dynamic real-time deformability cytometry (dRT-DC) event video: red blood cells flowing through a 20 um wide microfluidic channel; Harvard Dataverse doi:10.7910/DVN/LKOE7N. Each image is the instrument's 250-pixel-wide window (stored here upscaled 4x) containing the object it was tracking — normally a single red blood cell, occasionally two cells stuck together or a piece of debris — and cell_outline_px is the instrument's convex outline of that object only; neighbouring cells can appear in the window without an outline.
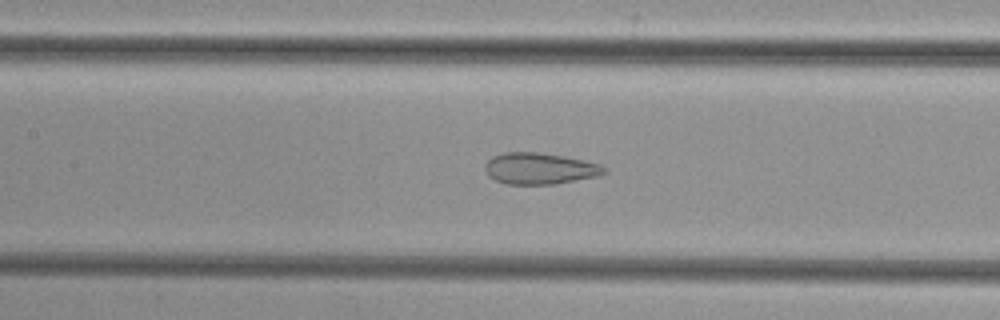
{"species": "common noctule bat (a hibernating species)", "species_latin": "Nyctalus noctula", "temperature_condition": "cold", "stored_images_in_passage": 39, "camera_frame_rate_fps": 3000, "um_per_image_px": 0.085, "animal": {"sex": "female", "body_mass_g": 29.2, "forearm_length_mm": 56.3}, "frame": {"image": 1, "passage_image": 11, "time_ms": 3.333, "image_size_px": [1000, 320], "cell_outline_px": [[608, 172], [600, 176], [556, 184], [504, 184], [488, 176], [484, 168], [484, 164], [492, 156], [504, 152], [536, 152], [564, 156], [584, 160], [600, 164]], "centroid_in_image_um": [45.87, 14.33], "position_along_channel_um": 161.5, "area_um2": 22.02}}
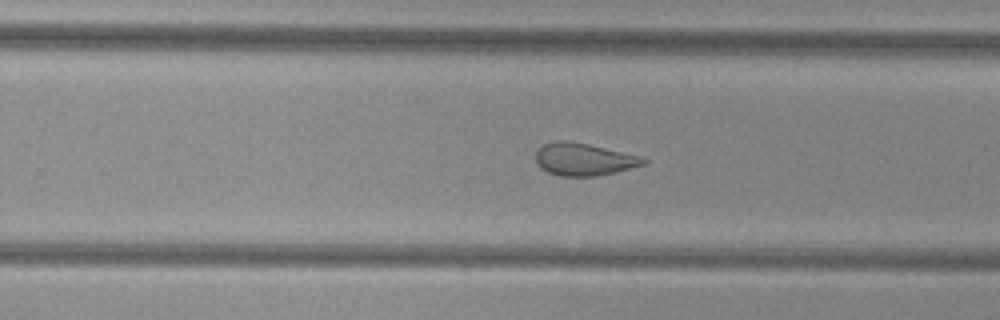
{"frame": {"image": 2, "passage_image": 20, "time_ms": 6.333, "image_size_px": [1000, 320], "cell_outline_px": [[648, 160], [644, 164], [616, 172], [596, 176], [560, 176], [548, 172], [540, 168], [536, 164], [536, 152], [544, 144], [556, 140], [568, 140], [588, 144], [644, 156]], "centroid_in_image_um": [49.63, 13.54], "position_along_channel_um": 280.2, "area_um2": 20.52}}
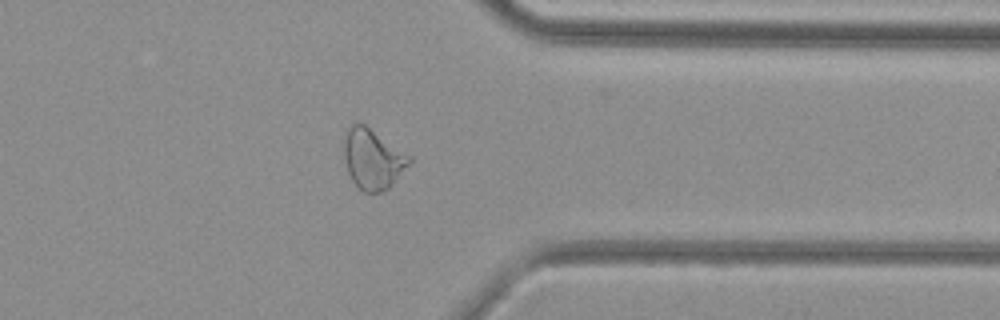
{"frame": {"image": 3, "passage_image": 28, "time_ms": 9.0, "image_size_px": [1000, 320], "cell_outline_px": [[412, 160], [388, 188], [380, 192], [364, 192], [352, 180], [348, 172], [344, 156], [344, 132], [356, 120], [364, 124], [412, 156]], "centroid_in_image_um": [31.66, 13.47], "position_along_channel_um": 379.7, "area_um2": 22.77}}